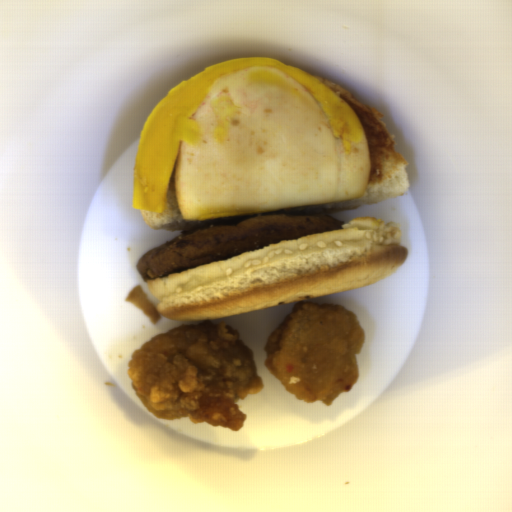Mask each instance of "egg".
<instances>
[{"instance_id": "obj_1", "label": "egg", "mask_w": 512, "mask_h": 512, "mask_svg": "<svg viewBox=\"0 0 512 512\" xmlns=\"http://www.w3.org/2000/svg\"><path fill=\"white\" fill-rule=\"evenodd\" d=\"M190 119L201 137L180 142L175 188L190 223L351 200L368 185V138L347 150L308 89L271 66L230 73Z\"/></svg>"}]
</instances>
